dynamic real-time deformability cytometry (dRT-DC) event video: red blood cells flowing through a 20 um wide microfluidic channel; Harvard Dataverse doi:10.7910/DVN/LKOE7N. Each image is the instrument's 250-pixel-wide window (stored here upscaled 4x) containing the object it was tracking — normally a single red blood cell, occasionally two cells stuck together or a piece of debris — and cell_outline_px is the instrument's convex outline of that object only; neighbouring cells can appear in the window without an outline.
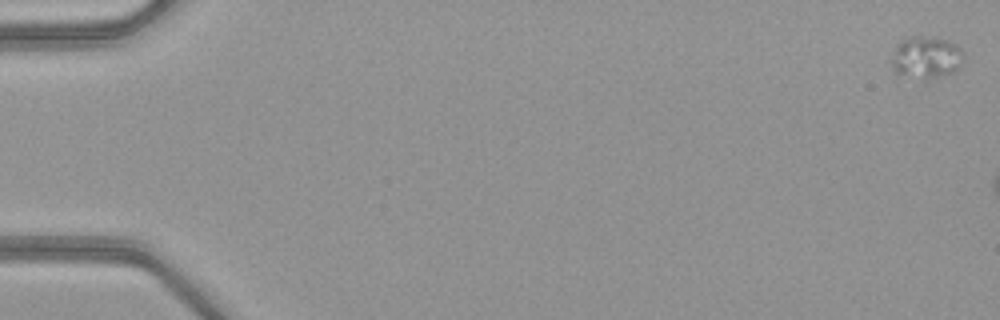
{"species": "common noctule bat (a hibernating species)", "species_latin": "Nyctalus noctula", "temperature_condition": "warm", "stored_images_in_passage": 7, "camera_frame_rate_fps": 3000, "um_per_image_px": 0.085, "animal": {"sex": "female", "body_mass_g": 21.9}, "frame": {"image": 1, "passage_image": 1, "time_ms": 0.0, "image_size_px": [1000, 320], "cell_outline_px": [[964, 64], [952, 72], [928, 80], [924, 80], [896, 76], [892, 64], [892, 52], [908, 36], [920, 36], [948, 40], [956, 44], [964, 52]], "centroid_in_image_um": [78.74, 4.92], "position_along_channel_um": 6.3, "area_um2": 18.09}}